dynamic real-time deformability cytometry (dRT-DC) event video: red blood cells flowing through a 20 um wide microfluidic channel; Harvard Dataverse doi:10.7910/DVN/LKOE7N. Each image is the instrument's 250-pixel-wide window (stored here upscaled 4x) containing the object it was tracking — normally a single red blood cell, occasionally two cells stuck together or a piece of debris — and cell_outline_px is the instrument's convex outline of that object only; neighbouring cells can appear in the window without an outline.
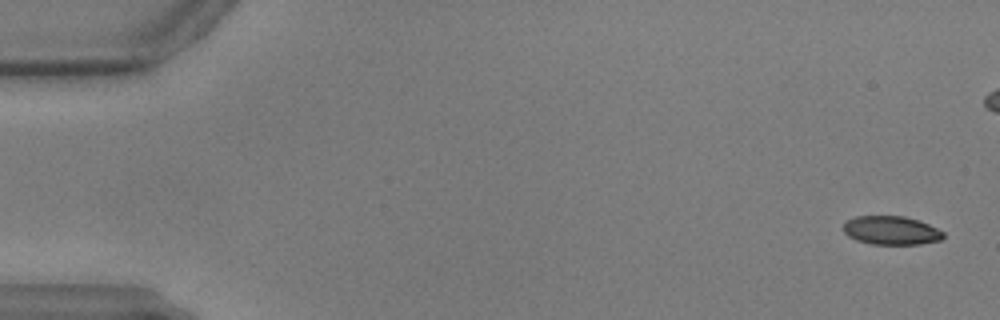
{"species": "common noctule bat (a hibernating species)", "species_latin": "Nyctalus noctula", "temperature_condition": "warm", "stored_images_in_passage": 52, "camera_frame_rate_fps": 3000, "um_per_image_px": 0.085, "animal": {"sex": "male", "body_mass_g": 17.9, "forearm_length_mm": 54.2}, "frame": {"image": 1, "passage_image": 2, "time_ms": 0.333, "image_size_px": [1000, 320], "cell_outline_px": [[944, 236], [940, 240], [920, 244], [872, 244], [856, 240], [848, 236], [844, 232], [844, 224], [848, 220], [856, 216], [904, 216], [920, 220], [944, 232]], "centroid_in_image_um": [75.76, 19.58], "position_along_channel_um": 9.2, "area_um2": 16.65}}
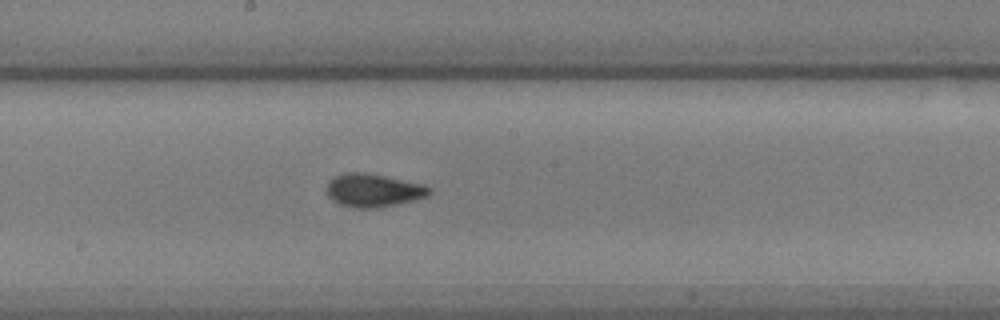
{"frame": {"image": 2, "passage_image": 32, "time_ms": 10.333, "image_size_px": [1000, 320], "cell_outline_px": [[432, 192], [428, 196], [396, 204], [376, 208], [356, 208], [340, 204], [332, 200], [328, 196], [328, 180], [332, 176], [344, 172], [364, 172], [424, 184], [432, 188]], "centroid_in_image_um": [31.73, 16.16], "position_along_channel_um": 216.5, "area_um2": 19.88}}
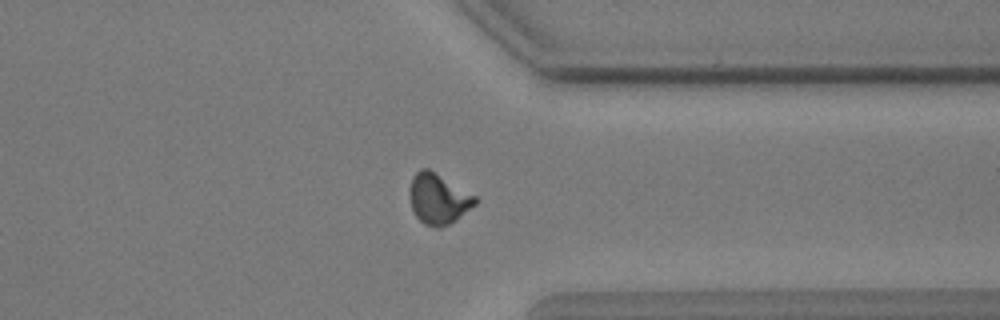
{"frame": {"image": 3, "passage_image": 46, "time_ms": 15.0, "image_size_px": [1000, 320], "cell_outline_px": [[480, 200], [476, 204], [456, 220], [440, 228], [436, 228], [424, 224], [416, 216], [412, 208], [408, 196], [408, 192], [412, 176], [420, 168], [428, 168], [476, 196]], "centroid_in_image_um": [37.24, 16.9], "position_along_channel_um": 374.2, "area_um2": 19.42}}